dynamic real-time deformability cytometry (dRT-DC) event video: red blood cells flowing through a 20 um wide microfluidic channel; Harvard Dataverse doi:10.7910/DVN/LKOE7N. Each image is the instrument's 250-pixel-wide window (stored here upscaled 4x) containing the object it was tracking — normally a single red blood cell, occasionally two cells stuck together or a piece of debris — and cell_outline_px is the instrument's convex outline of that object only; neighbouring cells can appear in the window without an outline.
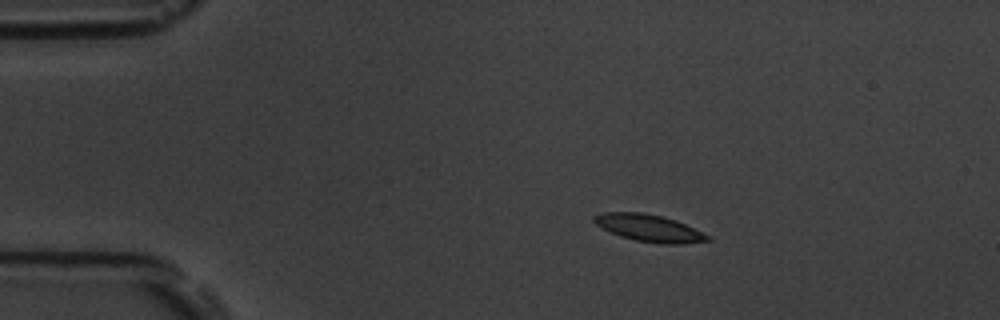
{"species": "common noctule bat (a hibernating species)", "species_latin": "Nyctalus noctula", "temperature_condition": "room temperature", "stored_images_in_passage": 45, "camera_frame_rate_fps": 3000, "um_per_image_px": 0.085, "animal": {"sex": "male", "body_mass_g": 19.5, "forearm_length_mm": 54.6}, "frame": {"image": 1, "passage_image": 1, "time_ms": 0.0, "image_size_px": [1000, 320], "cell_outline_px": [[712, 240], [684, 244], [660, 244], [636, 240], [620, 236], [596, 224], [592, 220], [592, 216], [600, 212], [644, 212], [664, 216], [676, 220], [712, 236]], "centroid_in_image_um": [55.21, 19.38], "position_along_channel_um": 29.8, "area_um2": 18.15}}
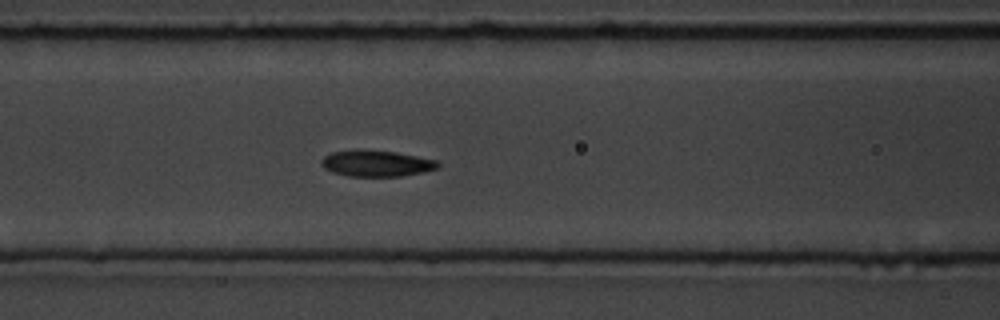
{"frame": {"image": 2, "passage_image": 14, "time_ms": 4.333, "image_size_px": [1000, 320], "cell_outline_px": [[440, 168], [424, 172], [400, 176], [348, 176], [332, 172], [324, 168], [320, 164], [320, 160], [324, 156], [332, 152], [396, 152], [436, 160], [440, 164]], "centroid_in_image_um": [32.03, 13.93], "position_along_channel_um": 134.6, "area_um2": 17.17}}
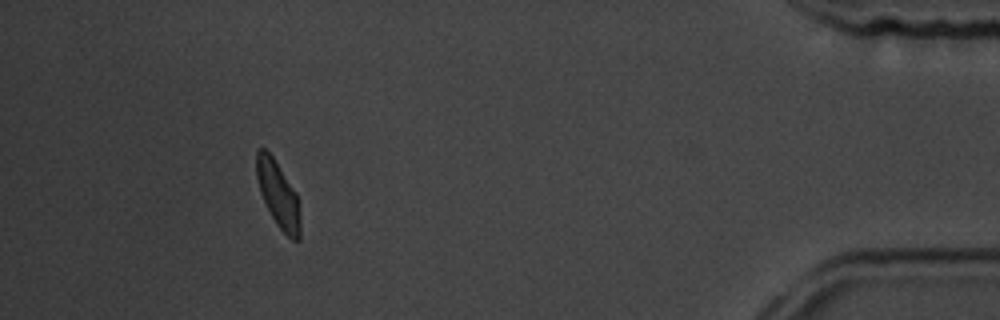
{"frame": {"image": 3, "passage_image": 41, "time_ms": 13.333, "image_size_px": [1000, 320], "cell_outline_px": [[300, 240], [292, 240], [276, 224], [260, 192], [256, 176], [256, 148], [264, 148], [272, 156], [296, 192], [300, 216]], "centroid_in_image_um": [23.64, 16.52], "position_along_channel_um": 411.6, "area_um2": 16.65}, "authors_computed_cell_mechanics": {"area_um2": 17.5712, "velocity_mm_per_s": 3.7442, "shape_relaxation_time_tau1_ms": 2.6527, "shape_relaxation_time_tau2_ms": 1.7895, "deformation_change_tau1": 0.0986, "deformation_change_tau2": 0.062}}